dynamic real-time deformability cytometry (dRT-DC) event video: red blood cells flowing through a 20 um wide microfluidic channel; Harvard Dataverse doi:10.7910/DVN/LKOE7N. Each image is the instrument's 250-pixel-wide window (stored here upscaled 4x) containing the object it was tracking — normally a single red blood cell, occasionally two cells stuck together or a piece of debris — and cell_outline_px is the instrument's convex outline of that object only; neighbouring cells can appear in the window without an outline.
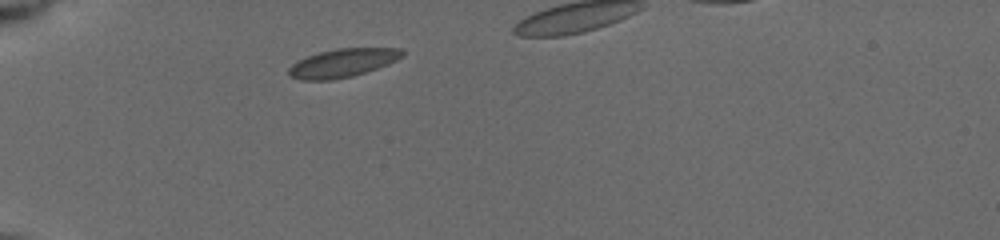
{"species": "common noctule bat (a hibernating species)", "species_latin": "Nyctalus noctula", "temperature_condition": "cold", "stored_images_in_passage": 3, "camera_frame_rate_fps": 3000, "um_per_image_px": 0.085, "animal": {"sex": "female", "body_mass_g": 19.5, "forearm_length_mm": 54.1}, "frame": {"image": 1, "passage_image": 1, "time_ms": 0.0, "image_size_px": [1000, 240], "cell_outline_px": [[404, 56], [388, 64], [352, 76], [332, 80], [300, 80], [292, 76], [288, 72], [288, 68], [292, 64], [308, 56], [320, 52], [336, 48], [400, 48], [404, 52]], "centroid_in_image_um": [29.14, 5.35], "position_along_channel_um": 55.9, "area_um2": 18.61}}